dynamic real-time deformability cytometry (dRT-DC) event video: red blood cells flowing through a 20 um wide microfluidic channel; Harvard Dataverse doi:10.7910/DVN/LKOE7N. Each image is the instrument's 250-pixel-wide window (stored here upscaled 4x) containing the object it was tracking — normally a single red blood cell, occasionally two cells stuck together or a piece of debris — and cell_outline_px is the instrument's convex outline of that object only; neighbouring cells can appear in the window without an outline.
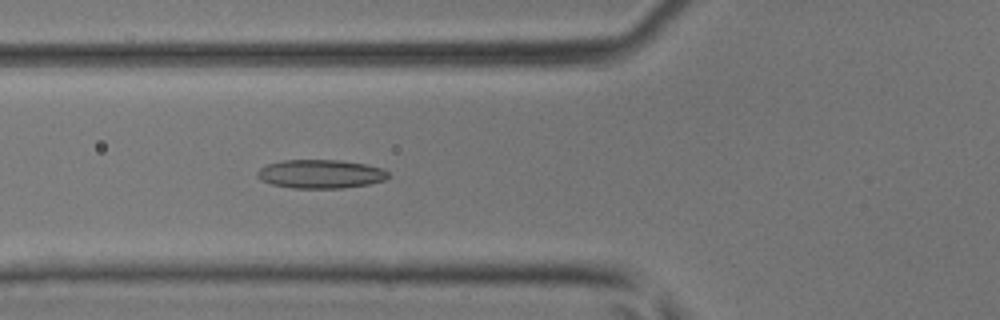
{"species": "common noctule bat (a hibernating species)", "species_latin": "Nyctalus noctula", "temperature_condition": "room temperature", "stored_images_in_passage": 38, "camera_frame_rate_fps": 3000, "um_per_image_px": 0.085, "animal": {"sex": "male", "body_mass_g": 17.9, "forearm_length_mm": 54.2}, "frame": {"image": 1, "passage_image": 15, "time_ms": 4.667, "image_size_px": [1000, 320], "cell_outline_px": [[392, 176], [384, 180], [368, 184], [344, 188], [292, 188], [272, 184], [260, 180], [256, 176], [256, 172], [260, 168], [268, 164], [284, 160], [340, 160], [368, 164], [384, 168]], "centroid_in_image_um": [27.28, 14.78], "position_along_channel_um": 98.5, "area_um2": 22.14}}
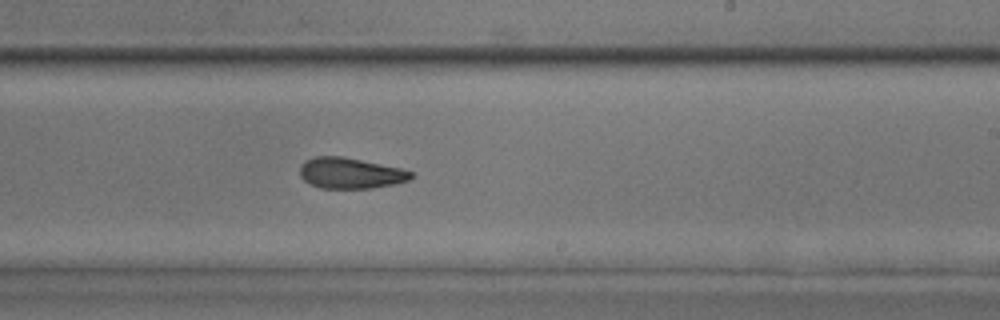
{"frame": {"image": 2, "passage_image": 26, "time_ms": 8.333, "image_size_px": [1000, 320], "cell_outline_px": [[412, 176], [408, 180], [396, 184], [372, 188], [320, 188], [304, 180], [300, 176], [300, 164], [304, 160], [316, 156], [344, 156], [400, 168], [412, 172]], "centroid_in_image_um": [29.76, 14.71], "position_along_channel_um": 259.2, "area_um2": 20.0}}
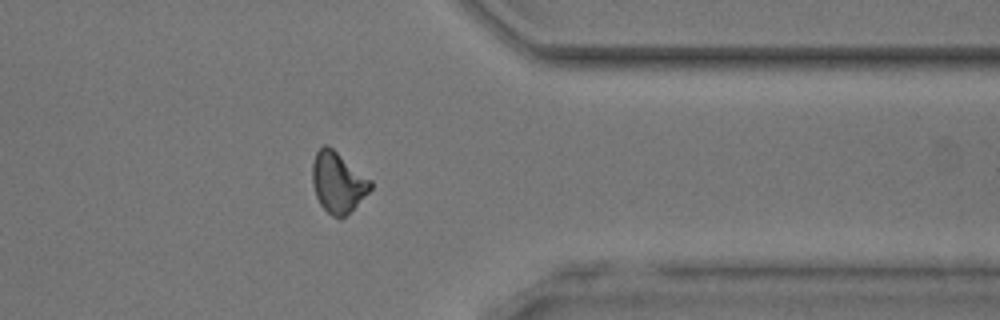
{"frame": {"image": 3, "passage_image": 35, "time_ms": 11.333, "image_size_px": [1000, 320], "cell_outline_px": [[372, 188], [340, 220], [332, 216], [320, 204], [316, 196], [312, 184], [312, 164], [316, 152], [324, 144], [328, 144], [372, 180]], "centroid_in_image_um": [28.7, 15.47], "position_along_channel_um": 382.7, "area_um2": 20.46}}